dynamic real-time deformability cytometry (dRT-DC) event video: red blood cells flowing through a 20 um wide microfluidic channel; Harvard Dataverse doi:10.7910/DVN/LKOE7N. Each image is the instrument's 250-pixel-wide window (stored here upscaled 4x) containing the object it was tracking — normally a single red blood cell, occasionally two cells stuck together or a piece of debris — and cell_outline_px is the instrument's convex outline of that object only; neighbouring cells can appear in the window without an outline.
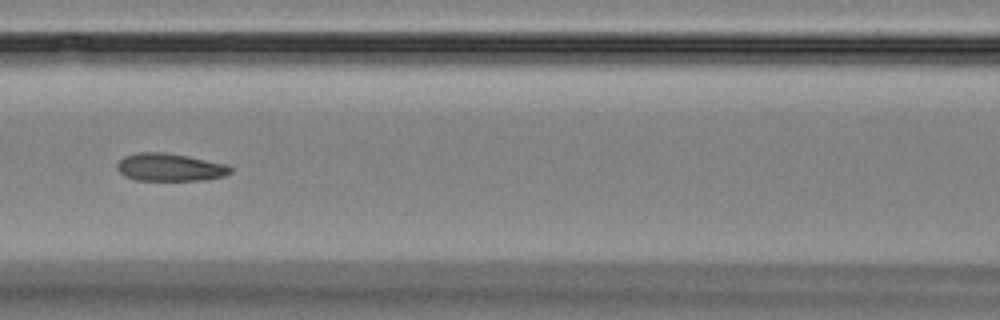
{"species": "Egyptian fruit bat (a non-hibernating species)", "species_latin": "Rousettus aegyptiacus", "temperature_condition": "room temperature", "stored_images_in_passage": 10, "camera_frame_rate_fps": 3000, "um_per_image_px": 0.085, "animal": {"sex": "female"}, "frame": {"image": 1, "passage_image": 6, "time_ms": 5.667, "image_size_px": [1000, 320], "cell_outline_px": [[232, 172], [224, 176], [204, 180], [136, 180], [124, 176], [116, 168], [116, 164], [124, 156], [136, 152], [164, 152], [188, 156], [224, 164], [232, 168]], "centroid_in_image_um": [14.4, 14.22], "position_along_channel_um": 152.2, "area_um2": 18.32}}
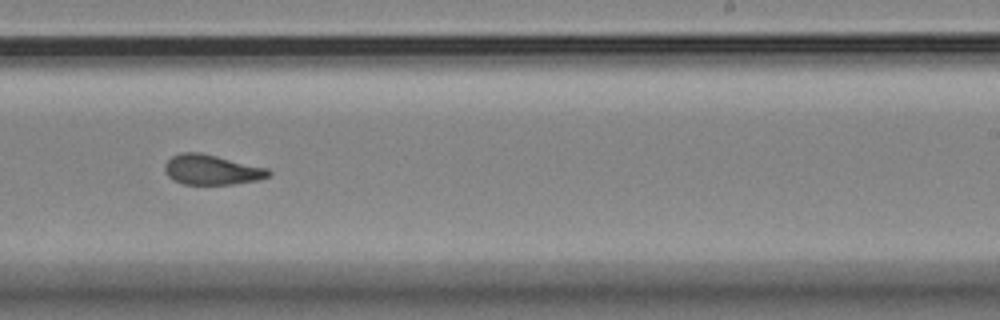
{"frame": {"image": 2, "passage_image": 9, "time_ms": 9.0, "image_size_px": [1000, 320], "cell_outline_px": [[272, 172], [268, 176], [260, 180], [232, 184], [184, 184], [168, 176], [164, 172], [164, 164], [172, 156], [180, 152], [200, 152], [268, 168]], "centroid_in_image_um": [17.99, 14.42], "position_along_channel_um": 271.0, "area_um2": 18.15}}
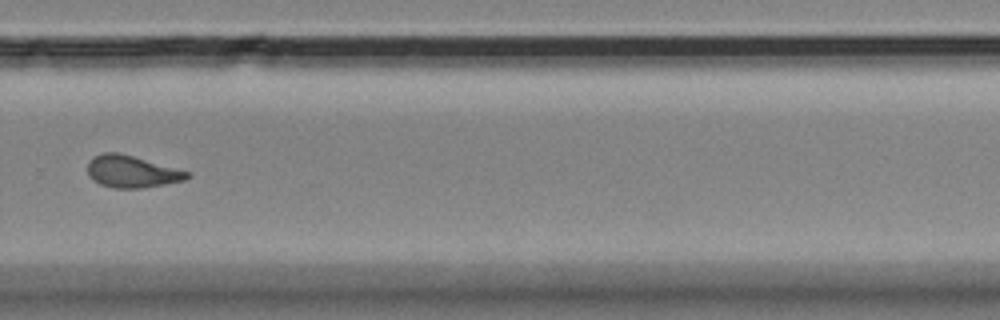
{"frame": {"image": 3, "passage_image": 10, "time_ms": 10.333, "image_size_px": [1000, 320], "cell_outline_px": [[192, 176], [184, 180], [164, 184], [140, 188], [112, 188], [100, 184], [92, 180], [88, 176], [88, 164], [92, 156], [104, 152], [116, 152], [132, 156], [188, 172]], "centroid_in_image_um": [11.14, 14.59], "position_along_channel_um": 318.7, "area_um2": 18.32}}